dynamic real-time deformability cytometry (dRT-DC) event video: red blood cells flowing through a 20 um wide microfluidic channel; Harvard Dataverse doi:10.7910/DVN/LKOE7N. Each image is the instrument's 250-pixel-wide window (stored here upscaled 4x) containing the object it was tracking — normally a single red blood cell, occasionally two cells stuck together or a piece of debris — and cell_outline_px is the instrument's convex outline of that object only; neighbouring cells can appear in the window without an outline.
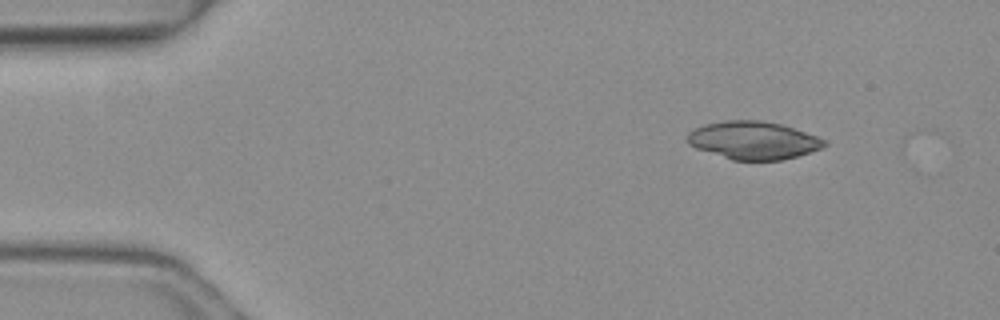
{"species": "common noctule bat (a hibernating species)", "species_latin": "Nyctalus noctula", "temperature_condition": "warm", "stored_images_in_passage": 4, "camera_frame_rate_fps": 3000, "um_per_image_px": 0.085, "animal": {"sex": "female", "body_mass_g": 19.3, "forearm_length_mm": 54.1}, "frame": {"image": 1, "passage_image": 1, "time_ms": 0.0, "image_size_px": [1000, 320], "cell_outline_px": [[828, 144], [820, 148], [796, 156], [780, 160], [732, 160], [696, 148], [688, 144], [684, 140], [684, 136], [692, 128], [704, 124], [724, 120], [764, 120], [784, 124], [828, 140]], "centroid_in_image_um": [63.99, 11.9], "position_along_channel_um": 21.0, "area_um2": 30.69}}